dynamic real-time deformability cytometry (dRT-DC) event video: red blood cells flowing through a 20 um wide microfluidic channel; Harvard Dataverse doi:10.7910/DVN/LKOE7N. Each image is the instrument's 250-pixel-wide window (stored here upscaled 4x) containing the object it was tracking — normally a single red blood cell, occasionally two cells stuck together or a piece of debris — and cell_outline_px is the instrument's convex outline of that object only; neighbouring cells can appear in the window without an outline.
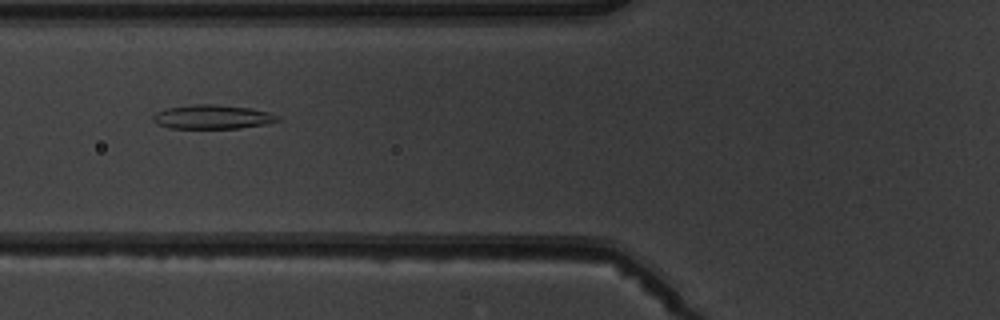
{"species": "common noctule bat (a hibernating species)", "species_latin": "Nyctalus noctula", "temperature_condition": "warm", "stored_images_in_passage": 6, "camera_frame_rate_fps": 3000, "um_per_image_px": 0.085, "animal": {"sex": "male", "body_mass_g": 19.5, "forearm_length_mm": 54.6}, "frame": {"image": 1, "passage_image": 3, "time_ms": 2.333, "image_size_px": [1000, 320], "cell_outline_px": [[280, 120], [264, 124], [240, 128], [172, 128], [156, 124], [152, 120], [152, 116], [156, 112], [164, 108], [192, 104], [212, 104], [248, 108], [272, 112], [280, 116]], "centroid_in_image_um": [18.03, 9.93], "position_along_channel_um": 107.8, "area_um2": 17.57}}
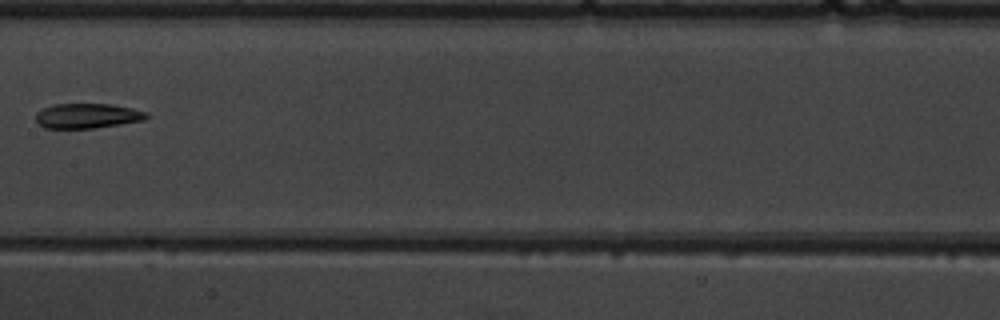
{"frame": {"image": 2, "passage_image": 5, "time_ms": 4.667, "image_size_px": [1000, 320], "cell_outline_px": [[148, 116], [144, 120], [120, 124], [92, 128], [44, 128], [36, 120], [36, 112], [40, 108], [52, 104], [112, 104], [132, 108], [148, 112]], "centroid_in_image_um": [7.4, 9.83], "position_along_channel_um": 200.0, "area_um2": 16.13}}
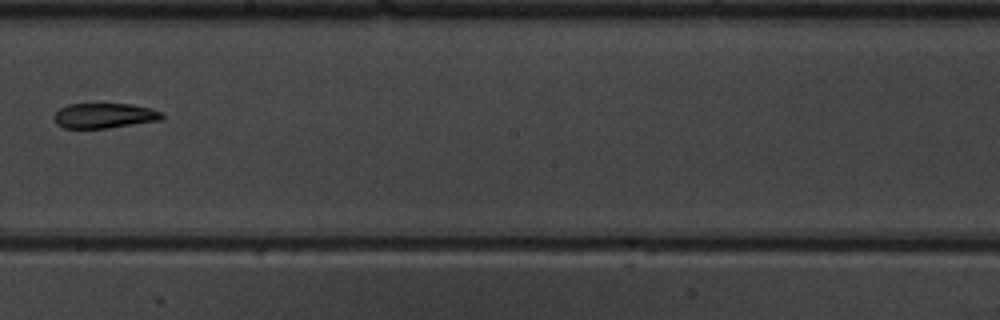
{"frame": {"image": 3, "passage_image": 6, "time_ms": 5.667, "image_size_px": [1000, 320], "cell_outline_px": [[164, 116], [160, 120], [108, 128], [64, 128], [56, 124], [52, 116], [60, 108], [68, 104], [132, 104], [152, 108], [164, 112]], "centroid_in_image_um": [8.88, 9.82], "position_along_channel_um": 239.3, "area_um2": 15.9}}